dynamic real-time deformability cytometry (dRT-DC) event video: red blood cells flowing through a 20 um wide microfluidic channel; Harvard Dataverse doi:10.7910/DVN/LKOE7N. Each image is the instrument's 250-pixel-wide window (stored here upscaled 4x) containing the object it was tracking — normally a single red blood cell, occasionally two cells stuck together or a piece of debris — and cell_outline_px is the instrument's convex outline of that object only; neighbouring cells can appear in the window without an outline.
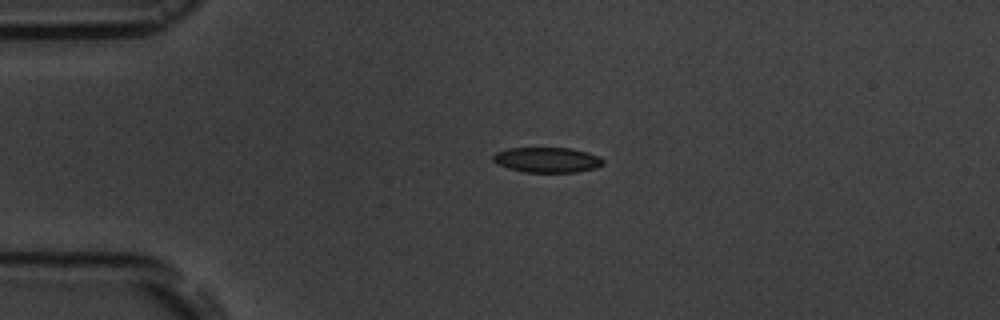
{"species": "common noctule bat (a hibernating species)", "species_latin": "Nyctalus noctula", "temperature_condition": "room temperature", "stored_images_in_passage": 4, "camera_frame_rate_fps": 3000, "um_per_image_px": 0.085, "animal": {"sex": "male", "body_mass_g": 19.5, "forearm_length_mm": 54.6}, "frame": {"image": 1, "passage_image": 3, "time_ms": 3.0, "image_size_px": [1000, 320], "cell_outline_px": [[604, 164], [596, 168], [576, 172], [524, 172], [508, 168], [496, 164], [492, 160], [492, 156], [496, 152], [508, 148], [572, 148], [588, 152], [600, 156], [604, 160]], "centroid_in_image_um": [46.52, 13.59], "position_along_channel_um": 38.5, "area_um2": 16.36}}